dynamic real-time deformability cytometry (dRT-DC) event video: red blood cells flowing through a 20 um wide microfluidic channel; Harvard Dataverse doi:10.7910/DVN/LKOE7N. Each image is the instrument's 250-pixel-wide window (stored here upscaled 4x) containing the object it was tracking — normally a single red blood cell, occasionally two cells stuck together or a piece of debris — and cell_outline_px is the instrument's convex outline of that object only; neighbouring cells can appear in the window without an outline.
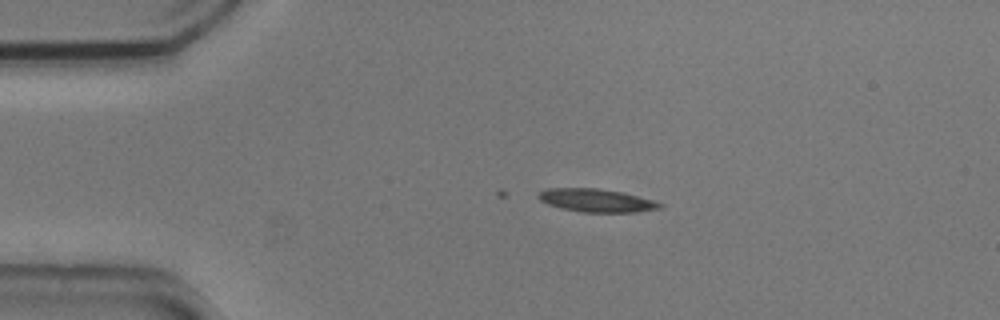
{"species": "common noctule bat (a hibernating species)", "species_latin": "Nyctalus noctula", "temperature_condition": "cold", "stored_images_in_passage": 14, "camera_frame_rate_fps": 3000, "um_per_image_px": 0.085, "animal": {"sex": "male", "body_mass_g": 20.5, "forearm_length_mm": 52.5}, "frame": {"image": 1, "passage_image": 1, "time_ms": 0.0, "image_size_px": [1000, 320], "cell_outline_px": [[664, 204], [660, 208], [636, 212], [584, 212], [560, 208], [548, 204], [540, 200], [536, 196], [540, 192], [548, 188], [600, 188], [620, 192], [652, 200]], "centroid_in_image_um": [50.66, 17.03], "position_along_channel_um": 34.3, "area_um2": 16.18}}
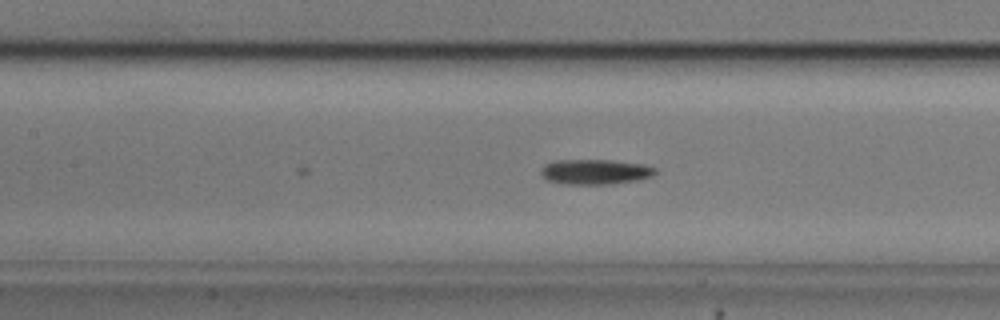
{"frame": {"image": 2, "passage_image": 14, "time_ms": 4.333, "image_size_px": [1000, 320], "cell_outline_px": [[656, 172], [652, 176], [636, 180], [612, 184], [568, 184], [548, 180], [540, 172], [540, 168], [544, 164], [552, 160], [612, 160], [644, 164], [656, 168]], "centroid_in_image_um": [50.58, 14.59], "position_along_channel_um": 156.8, "area_um2": 16.76}}